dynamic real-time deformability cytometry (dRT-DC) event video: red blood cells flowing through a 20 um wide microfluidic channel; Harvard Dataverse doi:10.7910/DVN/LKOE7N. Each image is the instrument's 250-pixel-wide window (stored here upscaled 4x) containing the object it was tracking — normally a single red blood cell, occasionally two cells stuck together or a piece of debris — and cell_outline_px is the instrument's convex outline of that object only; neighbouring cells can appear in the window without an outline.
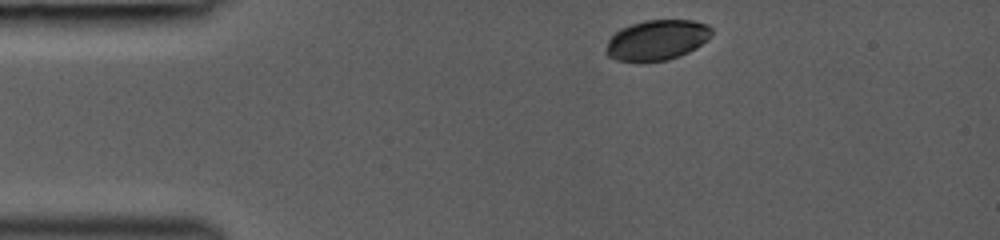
{"species": "common noctule bat (a hibernating species)", "species_latin": "Nyctalus noctula", "temperature_condition": "room temperature", "stored_images_in_passage": 3, "camera_frame_rate_fps": 3000, "um_per_image_px": 0.085, "animal": {"sex": "female", "body_mass_g": 19.0, "forearm_length_mm": 53.3}, "frame": {"image": 1, "passage_image": 1, "time_ms": 0.0, "image_size_px": [1000, 240], "cell_outline_px": [[712, 36], [708, 40], [696, 48], [680, 56], [668, 60], [616, 60], [608, 56], [604, 52], [608, 40], [620, 28], [644, 20], [692, 20], [708, 24], [712, 28]], "centroid_in_image_um": [55.87, 3.38], "position_along_channel_um": 29.1, "area_um2": 24.74}}
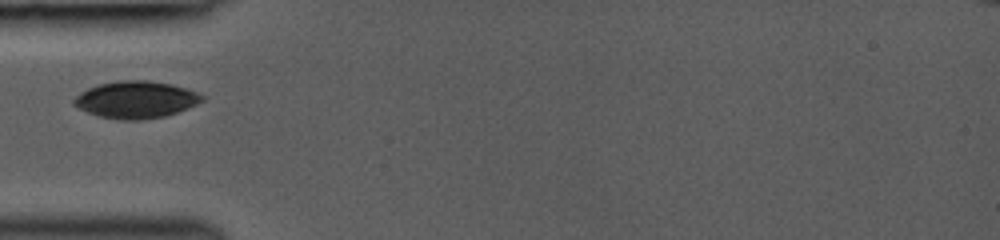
{"frame": {"image": 2, "passage_image": 3, "time_ms": 2.333, "image_size_px": [1000, 240], "cell_outline_px": [[204, 100], [196, 104], [176, 112], [164, 116], [140, 120], [116, 120], [96, 116], [72, 104], [72, 100], [76, 96], [88, 88], [100, 84], [120, 80], [148, 80], [168, 84], [184, 88], [196, 92], [204, 96]], "centroid_in_image_um": [11.51, 8.48], "position_along_channel_um": 73.5, "area_um2": 27.46}}